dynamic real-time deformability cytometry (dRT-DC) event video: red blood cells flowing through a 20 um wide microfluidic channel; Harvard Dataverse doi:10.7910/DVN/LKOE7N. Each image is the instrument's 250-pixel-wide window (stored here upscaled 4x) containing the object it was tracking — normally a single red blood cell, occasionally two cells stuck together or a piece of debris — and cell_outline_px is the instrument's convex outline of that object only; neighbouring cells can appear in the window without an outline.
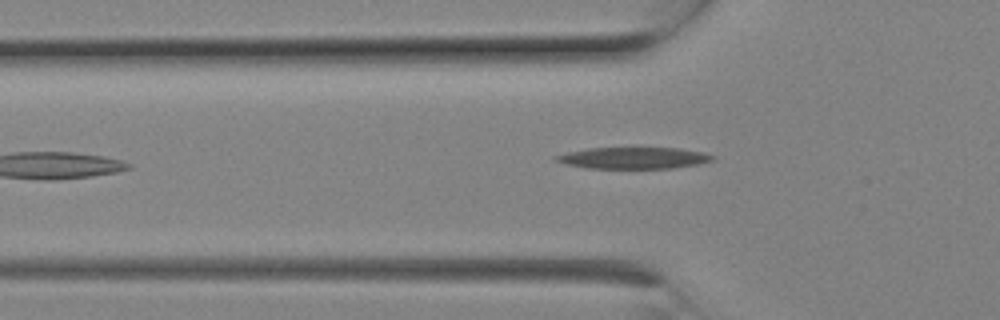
{"species": "Egyptian fruit bat (a non-hibernating species)", "species_latin": "Rousettus aegyptiacus", "temperature_condition": "room temperature", "stored_images_in_passage": 7, "camera_frame_rate_fps": 3000, "um_per_image_px": 0.085, "animal": {"sex": "female"}, "frame": {"image": 1, "passage_image": 7, "time_ms": 2.0, "image_size_px": [1000, 320], "cell_outline_px": [[716, 160], [700, 164], [672, 168], [584, 168], [552, 160], [552, 156], [568, 152], [588, 148], [680, 148], [704, 152], [716, 156]], "centroid_in_image_um": [53.88, 13.42], "position_along_channel_um": 71.9, "area_um2": 19.83}}